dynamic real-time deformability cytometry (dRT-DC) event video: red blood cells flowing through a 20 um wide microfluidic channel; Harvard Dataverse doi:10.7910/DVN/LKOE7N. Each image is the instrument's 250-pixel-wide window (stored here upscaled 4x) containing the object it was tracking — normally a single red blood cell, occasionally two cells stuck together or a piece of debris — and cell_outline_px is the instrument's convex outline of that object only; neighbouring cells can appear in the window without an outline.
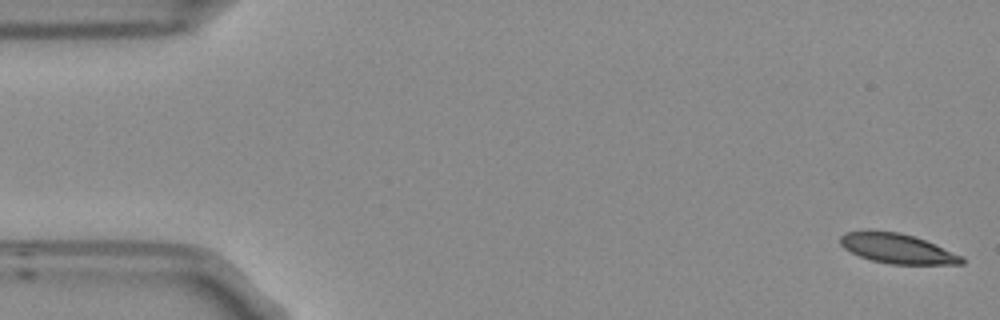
{"species": "Egyptian fruit bat (a non-hibernating species)", "species_latin": "Rousettus aegyptiacus", "temperature_condition": "room temperature", "stored_images_in_passage": 16, "camera_frame_rate_fps": 3000, "um_per_image_px": 0.085, "frame": {"image": 1, "passage_image": 1, "time_ms": 0.0, "image_size_px": [1000, 320], "cell_outline_px": [[964, 264], [892, 264], [872, 260], [860, 256], [844, 248], [840, 244], [840, 236], [844, 232], [868, 228], [900, 232], [936, 244], [964, 256]], "centroid_in_image_um": [76.24, 21.09], "position_along_channel_um": 8.8, "area_um2": 21.5}}
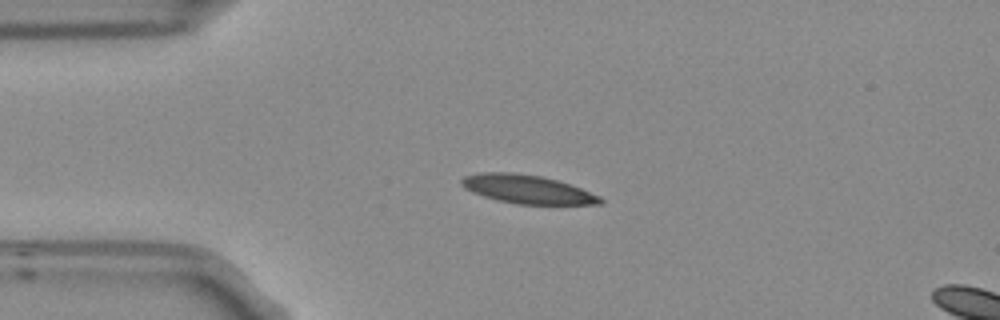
{"frame": {"image": 2, "passage_image": 12, "time_ms": 3.667, "image_size_px": [1000, 320], "cell_outline_px": [[604, 200], [600, 204], [516, 204], [496, 200], [472, 192], [464, 188], [460, 184], [460, 180], [464, 176], [480, 172], [512, 172], [540, 176], [556, 180], [580, 188], [600, 196]], "centroid_in_image_um": [44.77, 16.08], "position_along_channel_um": 40.2, "area_um2": 23.0}}